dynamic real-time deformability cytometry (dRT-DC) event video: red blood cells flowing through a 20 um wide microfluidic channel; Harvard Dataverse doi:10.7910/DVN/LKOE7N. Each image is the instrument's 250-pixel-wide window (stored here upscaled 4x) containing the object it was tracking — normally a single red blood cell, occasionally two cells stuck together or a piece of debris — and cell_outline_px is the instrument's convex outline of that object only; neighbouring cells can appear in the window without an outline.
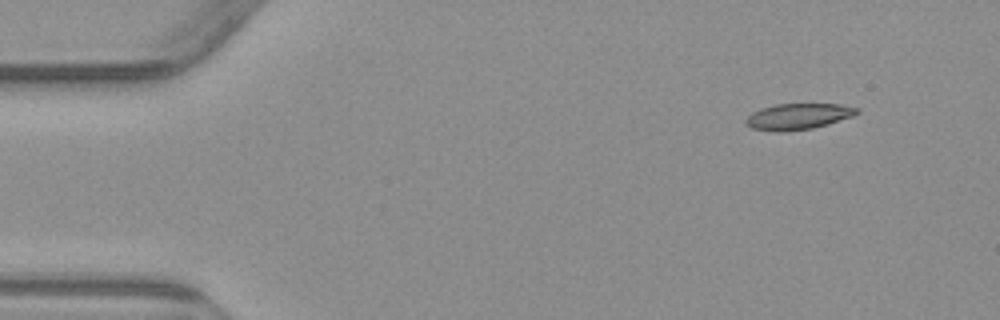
{"species": "common noctule bat (a hibernating species)", "species_latin": "Nyctalus noctula", "temperature_condition": "warm", "stored_images_in_passage": 7, "camera_frame_rate_fps": 3000, "um_per_image_px": 0.085, "animal": {"sex": "male", "body_mass_g": 23.1, "forearm_length_mm": 52.7}, "frame": {"image": 1, "passage_image": 1, "time_ms": 0.0, "image_size_px": [1000, 320], "cell_outline_px": [[860, 112], [852, 116], [828, 124], [812, 128], [784, 132], [776, 132], [752, 128], [744, 120], [752, 112], [760, 108], [776, 104], [840, 104], [860, 108]], "centroid_in_image_um": [67.85, 9.89], "position_along_channel_um": 17.2, "area_um2": 16.88}}
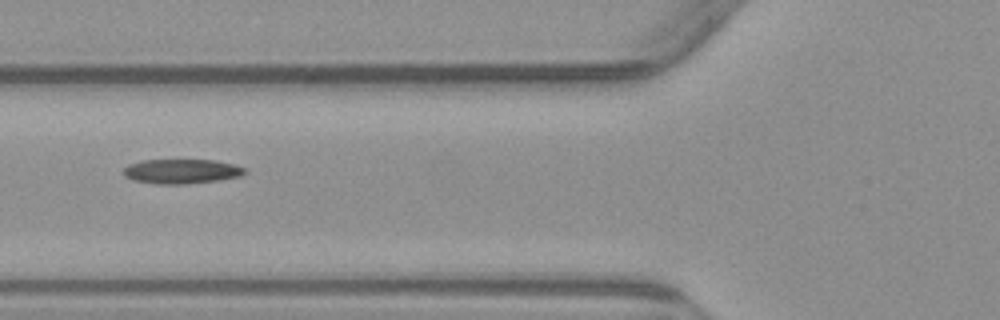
{"frame": {"image": 2, "passage_image": 5, "time_ms": 5.0, "image_size_px": [1000, 320], "cell_outline_px": [[248, 172], [240, 176], [216, 180], [184, 184], [156, 184], [132, 180], [124, 176], [124, 168], [128, 164], [144, 160], [216, 160], [232, 164], [244, 168]], "centroid_in_image_um": [15.4, 14.56], "position_along_channel_um": 110.4, "area_um2": 17.28}}
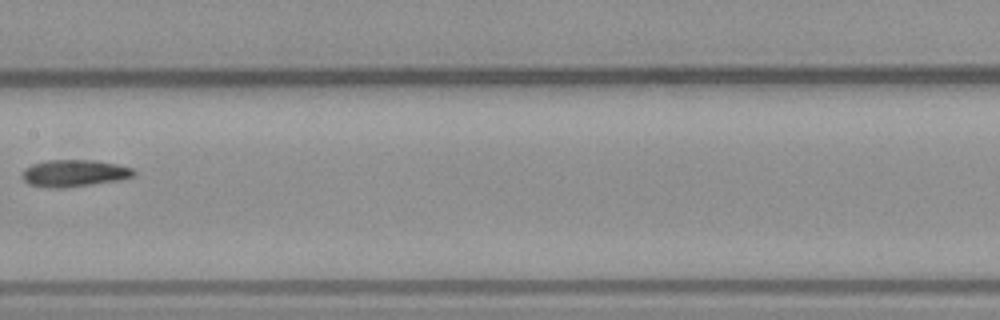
{"frame": {"image": 3, "passage_image": 7, "time_ms": 7.333, "image_size_px": [1000, 320], "cell_outline_px": [[136, 176], [120, 180], [64, 188], [48, 188], [28, 184], [20, 176], [24, 168], [32, 164], [44, 160], [92, 160], [116, 164], [132, 168], [136, 172]], "centroid_in_image_um": [6.28, 14.72], "position_along_channel_um": 201.1, "area_um2": 17.74}}